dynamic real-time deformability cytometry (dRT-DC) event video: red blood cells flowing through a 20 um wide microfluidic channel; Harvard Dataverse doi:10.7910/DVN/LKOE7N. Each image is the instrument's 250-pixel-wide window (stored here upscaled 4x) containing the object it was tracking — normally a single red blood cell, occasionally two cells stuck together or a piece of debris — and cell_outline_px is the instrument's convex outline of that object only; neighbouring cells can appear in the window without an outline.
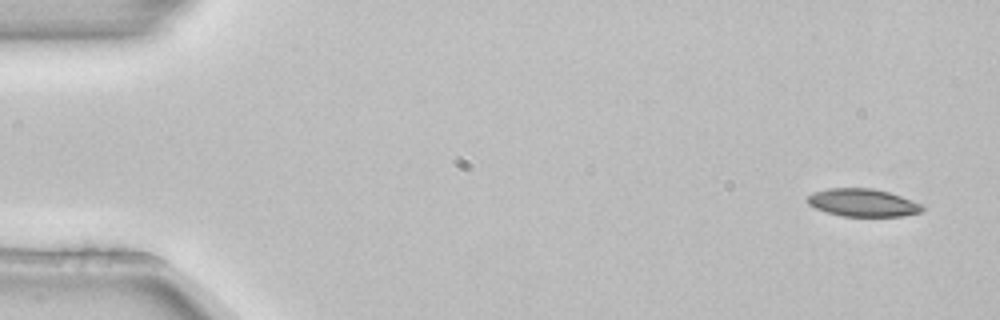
{"species": "common noctule bat (a hibernating species)", "species_latin": "Nyctalus noctula", "temperature_condition": "room temperature", "stored_images_in_passage": 5, "camera_frame_rate_fps": 3000, "um_per_image_px": 0.085, "animal": {"sex": "female", "body_mass_g": 22.7, "forearm_length_mm": 54.2}, "frame": {"image": 1, "passage_image": 1, "time_ms": 0.0, "image_size_px": [1000, 320], "cell_outline_px": [[924, 208], [920, 212], [904, 216], [844, 216], [828, 212], [816, 208], [808, 204], [808, 196], [816, 192], [828, 188], [872, 188], [888, 192], [900, 196], [920, 204]], "centroid_in_image_um": [73.34, 17.23], "position_along_channel_um": 11.7, "area_um2": 18.21}}
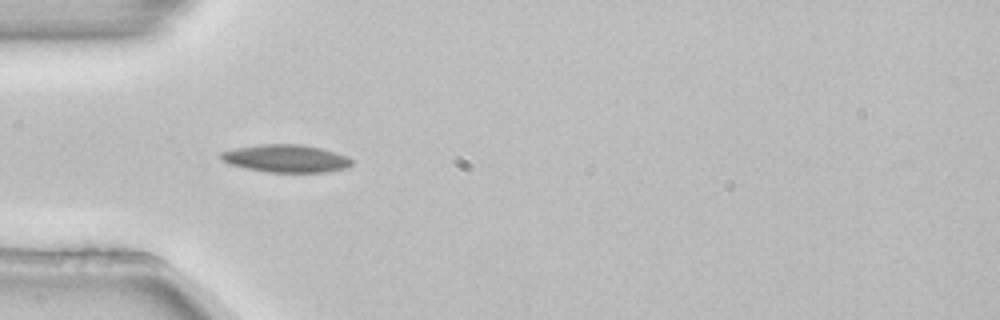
{"frame": {"image": 2, "passage_image": 4, "time_ms": 1.0, "image_size_px": [1000, 320], "cell_outline_px": [[352, 164], [344, 168], [324, 172], [268, 172], [228, 164], [220, 160], [216, 156], [220, 152], [236, 148], [260, 144], [304, 144], [336, 152], [348, 156], [352, 160]], "centroid_in_image_um": [24.26, 13.46], "position_along_channel_um": 60.7, "area_um2": 21.21}}